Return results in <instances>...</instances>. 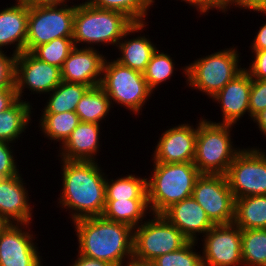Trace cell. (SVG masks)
<instances>
[{
	"label": "cell",
	"instance_id": "cell-1",
	"mask_svg": "<svg viewBox=\"0 0 266 266\" xmlns=\"http://www.w3.org/2000/svg\"><path fill=\"white\" fill-rule=\"evenodd\" d=\"M59 207L69 210L70 221L102 216L106 205V172L98 161L63 160ZM61 205V206H60Z\"/></svg>",
	"mask_w": 266,
	"mask_h": 266
},
{
	"label": "cell",
	"instance_id": "cell-2",
	"mask_svg": "<svg viewBox=\"0 0 266 266\" xmlns=\"http://www.w3.org/2000/svg\"><path fill=\"white\" fill-rule=\"evenodd\" d=\"M72 224L78 239L79 254L113 266H128L133 261L132 227L103 216L82 218Z\"/></svg>",
	"mask_w": 266,
	"mask_h": 266
},
{
	"label": "cell",
	"instance_id": "cell-3",
	"mask_svg": "<svg viewBox=\"0 0 266 266\" xmlns=\"http://www.w3.org/2000/svg\"><path fill=\"white\" fill-rule=\"evenodd\" d=\"M150 172L147 197L151 214H162L173 204L191 197L201 175L193 162L153 163Z\"/></svg>",
	"mask_w": 266,
	"mask_h": 266
},
{
	"label": "cell",
	"instance_id": "cell-4",
	"mask_svg": "<svg viewBox=\"0 0 266 266\" xmlns=\"http://www.w3.org/2000/svg\"><path fill=\"white\" fill-rule=\"evenodd\" d=\"M133 24L134 22L121 12L99 9L82 1L77 3L75 8L73 42L76 47H80L81 43L83 48L93 49L96 48L95 45L99 47L101 44L117 46Z\"/></svg>",
	"mask_w": 266,
	"mask_h": 266
},
{
	"label": "cell",
	"instance_id": "cell-5",
	"mask_svg": "<svg viewBox=\"0 0 266 266\" xmlns=\"http://www.w3.org/2000/svg\"><path fill=\"white\" fill-rule=\"evenodd\" d=\"M197 122L194 165L200 174L225 175L242 150L237 146L235 148L231 139L234 125L208 121L204 116Z\"/></svg>",
	"mask_w": 266,
	"mask_h": 266
},
{
	"label": "cell",
	"instance_id": "cell-6",
	"mask_svg": "<svg viewBox=\"0 0 266 266\" xmlns=\"http://www.w3.org/2000/svg\"><path fill=\"white\" fill-rule=\"evenodd\" d=\"M241 53L233 46L218 50L207 56L197 58L192 63L181 67L188 87L207 95L215 96L230 80L240 74Z\"/></svg>",
	"mask_w": 266,
	"mask_h": 266
},
{
	"label": "cell",
	"instance_id": "cell-7",
	"mask_svg": "<svg viewBox=\"0 0 266 266\" xmlns=\"http://www.w3.org/2000/svg\"><path fill=\"white\" fill-rule=\"evenodd\" d=\"M107 58L103 64L100 86L106 92L112 106L118 104L120 107L128 108L130 112H133V115H141L142 107L154 94L143 73L128 68L115 59L108 60Z\"/></svg>",
	"mask_w": 266,
	"mask_h": 266
},
{
	"label": "cell",
	"instance_id": "cell-8",
	"mask_svg": "<svg viewBox=\"0 0 266 266\" xmlns=\"http://www.w3.org/2000/svg\"><path fill=\"white\" fill-rule=\"evenodd\" d=\"M153 219L133 229V261L150 263L156 257L174 252L188 240L179 229L161 214H151Z\"/></svg>",
	"mask_w": 266,
	"mask_h": 266
},
{
	"label": "cell",
	"instance_id": "cell-9",
	"mask_svg": "<svg viewBox=\"0 0 266 266\" xmlns=\"http://www.w3.org/2000/svg\"><path fill=\"white\" fill-rule=\"evenodd\" d=\"M53 6L29 5L25 51L61 37H73V20L76 4Z\"/></svg>",
	"mask_w": 266,
	"mask_h": 266
},
{
	"label": "cell",
	"instance_id": "cell-10",
	"mask_svg": "<svg viewBox=\"0 0 266 266\" xmlns=\"http://www.w3.org/2000/svg\"><path fill=\"white\" fill-rule=\"evenodd\" d=\"M251 147L242 150L233 159L226 175L235 199L266 195V152Z\"/></svg>",
	"mask_w": 266,
	"mask_h": 266
},
{
	"label": "cell",
	"instance_id": "cell-11",
	"mask_svg": "<svg viewBox=\"0 0 266 266\" xmlns=\"http://www.w3.org/2000/svg\"><path fill=\"white\" fill-rule=\"evenodd\" d=\"M192 197L214 225L233 223L235 198L226 175L201 174L195 181Z\"/></svg>",
	"mask_w": 266,
	"mask_h": 266
},
{
	"label": "cell",
	"instance_id": "cell-12",
	"mask_svg": "<svg viewBox=\"0 0 266 266\" xmlns=\"http://www.w3.org/2000/svg\"><path fill=\"white\" fill-rule=\"evenodd\" d=\"M241 233L234 223L214 225L201 240L203 266H244Z\"/></svg>",
	"mask_w": 266,
	"mask_h": 266
},
{
	"label": "cell",
	"instance_id": "cell-13",
	"mask_svg": "<svg viewBox=\"0 0 266 266\" xmlns=\"http://www.w3.org/2000/svg\"><path fill=\"white\" fill-rule=\"evenodd\" d=\"M62 82L61 68L39 60L31 52L24 51L15 60V88L17 98L23 100L25 89L30 94H47ZM22 97V98H21Z\"/></svg>",
	"mask_w": 266,
	"mask_h": 266
},
{
	"label": "cell",
	"instance_id": "cell-14",
	"mask_svg": "<svg viewBox=\"0 0 266 266\" xmlns=\"http://www.w3.org/2000/svg\"><path fill=\"white\" fill-rule=\"evenodd\" d=\"M29 226L31 223H13L1 234L0 266H43Z\"/></svg>",
	"mask_w": 266,
	"mask_h": 266
},
{
	"label": "cell",
	"instance_id": "cell-15",
	"mask_svg": "<svg viewBox=\"0 0 266 266\" xmlns=\"http://www.w3.org/2000/svg\"><path fill=\"white\" fill-rule=\"evenodd\" d=\"M197 123L178 124L162 132L152 154L153 163L193 162L195 158Z\"/></svg>",
	"mask_w": 266,
	"mask_h": 266
},
{
	"label": "cell",
	"instance_id": "cell-16",
	"mask_svg": "<svg viewBox=\"0 0 266 266\" xmlns=\"http://www.w3.org/2000/svg\"><path fill=\"white\" fill-rule=\"evenodd\" d=\"M99 48L74 47L61 68L62 81L99 86L106 56Z\"/></svg>",
	"mask_w": 266,
	"mask_h": 266
},
{
	"label": "cell",
	"instance_id": "cell-17",
	"mask_svg": "<svg viewBox=\"0 0 266 266\" xmlns=\"http://www.w3.org/2000/svg\"><path fill=\"white\" fill-rule=\"evenodd\" d=\"M251 83L252 78L244 69L212 97V100L220 105L222 111V122L217 123L235 125L244 114L247 113L250 116Z\"/></svg>",
	"mask_w": 266,
	"mask_h": 266
},
{
	"label": "cell",
	"instance_id": "cell-18",
	"mask_svg": "<svg viewBox=\"0 0 266 266\" xmlns=\"http://www.w3.org/2000/svg\"><path fill=\"white\" fill-rule=\"evenodd\" d=\"M163 215L188 241L198 242L214 226L204 209L191 196L166 209Z\"/></svg>",
	"mask_w": 266,
	"mask_h": 266
},
{
	"label": "cell",
	"instance_id": "cell-19",
	"mask_svg": "<svg viewBox=\"0 0 266 266\" xmlns=\"http://www.w3.org/2000/svg\"><path fill=\"white\" fill-rule=\"evenodd\" d=\"M22 174L0 179V214L11 223H32L33 206ZM32 206V207H31Z\"/></svg>",
	"mask_w": 266,
	"mask_h": 266
},
{
	"label": "cell",
	"instance_id": "cell-20",
	"mask_svg": "<svg viewBox=\"0 0 266 266\" xmlns=\"http://www.w3.org/2000/svg\"><path fill=\"white\" fill-rule=\"evenodd\" d=\"M15 1L14 5L0 10V50L11 45L17 56L25 51L29 5L24 0Z\"/></svg>",
	"mask_w": 266,
	"mask_h": 266
},
{
	"label": "cell",
	"instance_id": "cell-21",
	"mask_svg": "<svg viewBox=\"0 0 266 266\" xmlns=\"http://www.w3.org/2000/svg\"><path fill=\"white\" fill-rule=\"evenodd\" d=\"M101 124L80 122L59 147L58 158L63 160L97 161L100 151Z\"/></svg>",
	"mask_w": 266,
	"mask_h": 266
},
{
	"label": "cell",
	"instance_id": "cell-22",
	"mask_svg": "<svg viewBox=\"0 0 266 266\" xmlns=\"http://www.w3.org/2000/svg\"><path fill=\"white\" fill-rule=\"evenodd\" d=\"M148 24L145 22L134 23L118 42L116 48L119 51V56L115 60L128 68L144 72L149 63L152 54L157 50V45L151 41L149 36L145 37V33L141 36L142 31ZM140 33V36L132 37L135 33ZM133 33V34H132ZM128 36V37H127ZM125 38V39H124Z\"/></svg>",
	"mask_w": 266,
	"mask_h": 266
},
{
	"label": "cell",
	"instance_id": "cell-23",
	"mask_svg": "<svg viewBox=\"0 0 266 266\" xmlns=\"http://www.w3.org/2000/svg\"><path fill=\"white\" fill-rule=\"evenodd\" d=\"M25 100V101H24ZM18 99L11 107L0 113V141L16 143L31 122L33 107L30 101Z\"/></svg>",
	"mask_w": 266,
	"mask_h": 266
},
{
	"label": "cell",
	"instance_id": "cell-24",
	"mask_svg": "<svg viewBox=\"0 0 266 266\" xmlns=\"http://www.w3.org/2000/svg\"><path fill=\"white\" fill-rule=\"evenodd\" d=\"M151 213L148 199L106 200L103 217L110 221L126 224L133 229L142 224ZM147 214V215H146Z\"/></svg>",
	"mask_w": 266,
	"mask_h": 266
},
{
	"label": "cell",
	"instance_id": "cell-25",
	"mask_svg": "<svg viewBox=\"0 0 266 266\" xmlns=\"http://www.w3.org/2000/svg\"><path fill=\"white\" fill-rule=\"evenodd\" d=\"M233 223L242 230L266 229V195L235 199Z\"/></svg>",
	"mask_w": 266,
	"mask_h": 266
},
{
	"label": "cell",
	"instance_id": "cell-26",
	"mask_svg": "<svg viewBox=\"0 0 266 266\" xmlns=\"http://www.w3.org/2000/svg\"><path fill=\"white\" fill-rule=\"evenodd\" d=\"M111 108L113 106L109 97L99 85L91 87L85 92L77 104L75 113L81 122L101 124L102 120H106L105 118L108 117Z\"/></svg>",
	"mask_w": 266,
	"mask_h": 266
},
{
	"label": "cell",
	"instance_id": "cell-27",
	"mask_svg": "<svg viewBox=\"0 0 266 266\" xmlns=\"http://www.w3.org/2000/svg\"><path fill=\"white\" fill-rule=\"evenodd\" d=\"M90 87L80 83L62 81L52 92L44 106L43 113L75 112L77 104Z\"/></svg>",
	"mask_w": 266,
	"mask_h": 266
},
{
	"label": "cell",
	"instance_id": "cell-28",
	"mask_svg": "<svg viewBox=\"0 0 266 266\" xmlns=\"http://www.w3.org/2000/svg\"><path fill=\"white\" fill-rule=\"evenodd\" d=\"M39 127L44 138L59 142L61 146L79 125L80 118L75 112L42 113Z\"/></svg>",
	"mask_w": 266,
	"mask_h": 266
},
{
	"label": "cell",
	"instance_id": "cell-29",
	"mask_svg": "<svg viewBox=\"0 0 266 266\" xmlns=\"http://www.w3.org/2000/svg\"><path fill=\"white\" fill-rule=\"evenodd\" d=\"M106 176V200L148 199L147 176L128 174L116 179ZM110 180V181H109Z\"/></svg>",
	"mask_w": 266,
	"mask_h": 266
},
{
	"label": "cell",
	"instance_id": "cell-30",
	"mask_svg": "<svg viewBox=\"0 0 266 266\" xmlns=\"http://www.w3.org/2000/svg\"><path fill=\"white\" fill-rule=\"evenodd\" d=\"M244 266H266V229H247L241 233Z\"/></svg>",
	"mask_w": 266,
	"mask_h": 266
},
{
	"label": "cell",
	"instance_id": "cell-31",
	"mask_svg": "<svg viewBox=\"0 0 266 266\" xmlns=\"http://www.w3.org/2000/svg\"><path fill=\"white\" fill-rule=\"evenodd\" d=\"M91 6L121 12L134 23L145 22L149 8L155 5V0H85Z\"/></svg>",
	"mask_w": 266,
	"mask_h": 266
},
{
	"label": "cell",
	"instance_id": "cell-32",
	"mask_svg": "<svg viewBox=\"0 0 266 266\" xmlns=\"http://www.w3.org/2000/svg\"><path fill=\"white\" fill-rule=\"evenodd\" d=\"M162 50H157L152 54L146 70L143 72L144 78L149 88L155 92L163 82L171 79L175 68V62L168 53H164Z\"/></svg>",
	"mask_w": 266,
	"mask_h": 266
},
{
	"label": "cell",
	"instance_id": "cell-33",
	"mask_svg": "<svg viewBox=\"0 0 266 266\" xmlns=\"http://www.w3.org/2000/svg\"><path fill=\"white\" fill-rule=\"evenodd\" d=\"M74 47L72 37H61L37 46L31 53L43 62L62 68Z\"/></svg>",
	"mask_w": 266,
	"mask_h": 266
},
{
	"label": "cell",
	"instance_id": "cell-34",
	"mask_svg": "<svg viewBox=\"0 0 266 266\" xmlns=\"http://www.w3.org/2000/svg\"><path fill=\"white\" fill-rule=\"evenodd\" d=\"M197 243L188 241L179 250L160 255L151 261L150 264L153 266H203L201 251H195Z\"/></svg>",
	"mask_w": 266,
	"mask_h": 266
},
{
	"label": "cell",
	"instance_id": "cell-35",
	"mask_svg": "<svg viewBox=\"0 0 266 266\" xmlns=\"http://www.w3.org/2000/svg\"><path fill=\"white\" fill-rule=\"evenodd\" d=\"M12 146L14 145L9 142L0 141V179L19 174V165H16L17 159H15L16 156L11 148Z\"/></svg>",
	"mask_w": 266,
	"mask_h": 266
},
{
	"label": "cell",
	"instance_id": "cell-36",
	"mask_svg": "<svg viewBox=\"0 0 266 266\" xmlns=\"http://www.w3.org/2000/svg\"><path fill=\"white\" fill-rule=\"evenodd\" d=\"M264 109H266V79H252L249 97V111L251 120L256 114Z\"/></svg>",
	"mask_w": 266,
	"mask_h": 266
},
{
	"label": "cell",
	"instance_id": "cell-37",
	"mask_svg": "<svg viewBox=\"0 0 266 266\" xmlns=\"http://www.w3.org/2000/svg\"><path fill=\"white\" fill-rule=\"evenodd\" d=\"M15 60V54L8 56L4 50H0V89H16Z\"/></svg>",
	"mask_w": 266,
	"mask_h": 266
},
{
	"label": "cell",
	"instance_id": "cell-38",
	"mask_svg": "<svg viewBox=\"0 0 266 266\" xmlns=\"http://www.w3.org/2000/svg\"><path fill=\"white\" fill-rule=\"evenodd\" d=\"M253 61L248 68L244 69L249 73L252 79H266V50L251 51Z\"/></svg>",
	"mask_w": 266,
	"mask_h": 266
},
{
	"label": "cell",
	"instance_id": "cell-39",
	"mask_svg": "<svg viewBox=\"0 0 266 266\" xmlns=\"http://www.w3.org/2000/svg\"><path fill=\"white\" fill-rule=\"evenodd\" d=\"M189 4L193 8H196L200 15H205V13H210L209 10H218L226 13V9L217 0H181Z\"/></svg>",
	"mask_w": 266,
	"mask_h": 266
},
{
	"label": "cell",
	"instance_id": "cell-40",
	"mask_svg": "<svg viewBox=\"0 0 266 266\" xmlns=\"http://www.w3.org/2000/svg\"><path fill=\"white\" fill-rule=\"evenodd\" d=\"M233 6L258 13L266 12V0H237L231 7Z\"/></svg>",
	"mask_w": 266,
	"mask_h": 266
},
{
	"label": "cell",
	"instance_id": "cell-41",
	"mask_svg": "<svg viewBox=\"0 0 266 266\" xmlns=\"http://www.w3.org/2000/svg\"><path fill=\"white\" fill-rule=\"evenodd\" d=\"M17 100L16 89H0V113L11 107Z\"/></svg>",
	"mask_w": 266,
	"mask_h": 266
},
{
	"label": "cell",
	"instance_id": "cell-42",
	"mask_svg": "<svg viewBox=\"0 0 266 266\" xmlns=\"http://www.w3.org/2000/svg\"><path fill=\"white\" fill-rule=\"evenodd\" d=\"M266 16V12H260ZM266 22V21H265ZM263 23L262 26L259 27L258 32L254 36L253 42L251 43V51H258V50H266V23Z\"/></svg>",
	"mask_w": 266,
	"mask_h": 266
},
{
	"label": "cell",
	"instance_id": "cell-43",
	"mask_svg": "<svg viewBox=\"0 0 266 266\" xmlns=\"http://www.w3.org/2000/svg\"><path fill=\"white\" fill-rule=\"evenodd\" d=\"M76 256V260H74L70 266H113L106 261L83 256L79 253Z\"/></svg>",
	"mask_w": 266,
	"mask_h": 266
},
{
	"label": "cell",
	"instance_id": "cell-44",
	"mask_svg": "<svg viewBox=\"0 0 266 266\" xmlns=\"http://www.w3.org/2000/svg\"><path fill=\"white\" fill-rule=\"evenodd\" d=\"M252 121L258 126V130L261 132L260 134L266 137V109L256 114L252 118Z\"/></svg>",
	"mask_w": 266,
	"mask_h": 266
},
{
	"label": "cell",
	"instance_id": "cell-45",
	"mask_svg": "<svg viewBox=\"0 0 266 266\" xmlns=\"http://www.w3.org/2000/svg\"><path fill=\"white\" fill-rule=\"evenodd\" d=\"M28 5L32 6H53L62 5L70 0H24Z\"/></svg>",
	"mask_w": 266,
	"mask_h": 266
},
{
	"label": "cell",
	"instance_id": "cell-46",
	"mask_svg": "<svg viewBox=\"0 0 266 266\" xmlns=\"http://www.w3.org/2000/svg\"><path fill=\"white\" fill-rule=\"evenodd\" d=\"M12 224L6 217L0 214V236Z\"/></svg>",
	"mask_w": 266,
	"mask_h": 266
},
{
	"label": "cell",
	"instance_id": "cell-47",
	"mask_svg": "<svg viewBox=\"0 0 266 266\" xmlns=\"http://www.w3.org/2000/svg\"><path fill=\"white\" fill-rule=\"evenodd\" d=\"M227 11L230 10V6H232L237 0H217Z\"/></svg>",
	"mask_w": 266,
	"mask_h": 266
},
{
	"label": "cell",
	"instance_id": "cell-48",
	"mask_svg": "<svg viewBox=\"0 0 266 266\" xmlns=\"http://www.w3.org/2000/svg\"><path fill=\"white\" fill-rule=\"evenodd\" d=\"M128 266H153V265L150 263H141V262L132 261Z\"/></svg>",
	"mask_w": 266,
	"mask_h": 266
}]
</instances>
